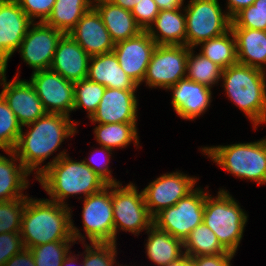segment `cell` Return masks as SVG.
<instances>
[{
	"mask_svg": "<svg viewBox=\"0 0 266 266\" xmlns=\"http://www.w3.org/2000/svg\"><path fill=\"white\" fill-rule=\"evenodd\" d=\"M23 249L20 232L0 233V266Z\"/></svg>",
	"mask_w": 266,
	"mask_h": 266,
	"instance_id": "42",
	"label": "cell"
},
{
	"mask_svg": "<svg viewBox=\"0 0 266 266\" xmlns=\"http://www.w3.org/2000/svg\"><path fill=\"white\" fill-rule=\"evenodd\" d=\"M65 149L42 166V173L36 180L47 192L51 201L62 205L69 196L83 194L84 198L94 194L108 184L83 160H72Z\"/></svg>",
	"mask_w": 266,
	"mask_h": 266,
	"instance_id": "3",
	"label": "cell"
},
{
	"mask_svg": "<svg viewBox=\"0 0 266 266\" xmlns=\"http://www.w3.org/2000/svg\"><path fill=\"white\" fill-rule=\"evenodd\" d=\"M32 23L16 0L0 1V69L7 70L9 59L19 50Z\"/></svg>",
	"mask_w": 266,
	"mask_h": 266,
	"instance_id": "16",
	"label": "cell"
},
{
	"mask_svg": "<svg viewBox=\"0 0 266 266\" xmlns=\"http://www.w3.org/2000/svg\"><path fill=\"white\" fill-rule=\"evenodd\" d=\"M235 253H222L218 255H207L192 257L197 266H231V260Z\"/></svg>",
	"mask_w": 266,
	"mask_h": 266,
	"instance_id": "43",
	"label": "cell"
},
{
	"mask_svg": "<svg viewBox=\"0 0 266 266\" xmlns=\"http://www.w3.org/2000/svg\"><path fill=\"white\" fill-rule=\"evenodd\" d=\"M87 79L107 88L137 90L139 87L120 67L113 51L90 56Z\"/></svg>",
	"mask_w": 266,
	"mask_h": 266,
	"instance_id": "22",
	"label": "cell"
},
{
	"mask_svg": "<svg viewBox=\"0 0 266 266\" xmlns=\"http://www.w3.org/2000/svg\"><path fill=\"white\" fill-rule=\"evenodd\" d=\"M198 180L199 178L176 171L165 173L150 182L142 190L150 215L154 217L161 210L175 205L195 188Z\"/></svg>",
	"mask_w": 266,
	"mask_h": 266,
	"instance_id": "14",
	"label": "cell"
},
{
	"mask_svg": "<svg viewBox=\"0 0 266 266\" xmlns=\"http://www.w3.org/2000/svg\"><path fill=\"white\" fill-rule=\"evenodd\" d=\"M137 122L126 123H98L94 128L95 139L100 146L110 150L122 149L133 141L135 146H139V136L137 132Z\"/></svg>",
	"mask_w": 266,
	"mask_h": 266,
	"instance_id": "29",
	"label": "cell"
},
{
	"mask_svg": "<svg viewBox=\"0 0 266 266\" xmlns=\"http://www.w3.org/2000/svg\"><path fill=\"white\" fill-rule=\"evenodd\" d=\"M4 266H36L32 252L23 249L20 253L12 256Z\"/></svg>",
	"mask_w": 266,
	"mask_h": 266,
	"instance_id": "44",
	"label": "cell"
},
{
	"mask_svg": "<svg viewBox=\"0 0 266 266\" xmlns=\"http://www.w3.org/2000/svg\"><path fill=\"white\" fill-rule=\"evenodd\" d=\"M74 240L53 241L31 247L36 266H62ZM70 243V244H69Z\"/></svg>",
	"mask_w": 266,
	"mask_h": 266,
	"instance_id": "34",
	"label": "cell"
},
{
	"mask_svg": "<svg viewBox=\"0 0 266 266\" xmlns=\"http://www.w3.org/2000/svg\"><path fill=\"white\" fill-rule=\"evenodd\" d=\"M189 47L186 45H157L146 69L143 82L150 88L167 90L186 78Z\"/></svg>",
	"mask_w": 266,
	"mask_h": 266,
	"instance_id": "10",
	"label": "cell"
},
{
	"mask_svg": "<svg viewBox=\"0 0 266 266\" xmlns=\"http://www.w3.org/2000/svg\"><path fill=\"white\" fill-rule=\"evenodd\" d=\"M226 95L251 120L255 130L266 123V72L236 63L222 71Z\"/></svg>",
	"mask_w": 266,
	"mask_h": 266,
	"instance_id": "4",
	"label": "cell"
},
{
	"mask_svg": "<svg viewBox=\"0 0 266 266\" xmlns=\"http://www.w3.org/2000/svg\"><path fill=\"white\" fill-rule=\"evenodd\" d=\"M93 7L100 14L103 24L115 44L135 37L143 31L131 11L117 6L109 0H93Z\"/></svg>",
	"mask_w": 266,
	"mask_h": 266,
	"instance_id": "23",
	"label": "cell"
},
{
	"mask_svg": "<svg viewBox=\"0 0 266 266\" xmlns=\"http://www.w3.org/2000/svg\"><path fill=\"white\" fill-rule=\"evenodd\" d=\"M183 245L184 253L191 257L232 253L220 244L214 232L204 223L192 230Z\"/></svg>",
	"mask_w": 266,
	"mask_h": 266,
	"instance_id": "31",
	"label": "cell"
},
{
	"mask_svg": "<svg viewBox=\"0 0 266 266\" xmlns=\"http://www.w3.org/2000/svg\"><path fill=\"white\" fill-rule=\"evenodd\" d=\"M201 151L228 173L266 184V138L255 142L202 147Z\"/></svg>",
	"mask_w": 266,
	"mask_h": 266,
	"instance_id": "5",
	"label": "cell"
},
{
	"mask_svg": "<svg viewBox=\"0 0 266 266\" xmlns=\"http://www.w3.org/2000/svg\"><path fill=\"white\" fill-rule=\"evenodd\" d=\"M25 14L35 22H44L50 15L56 0H16Z\"/></svg>",
	"mask_w": 266,
	"mask_h": 266,
	"instance_id": "41",
	"label": "cell"
},
{
	"mask_svg": "<svg viewBox=\"0 0 266 266\" xmlns=\"http://www.w3.org/2000/svg\"><path fill=\"white\" fill-rule=\"evenodd\" d=\"M186 266H197L194 262H193V258L189 255L186 254Z\"/></svg>",
	"mask_w": 266,
	"mask_h": 266,
	"instance_id": "50",
	"label": "cell"
},
{
	"mask_svg": "<svg viewBox=\"0 0 266 266\" xmlns=\"http://www.w3.org/2000/svg\"><path fill=\"white\" fill-rule=\"evenodd\" d=\"M167 266H186V254H184L177 260L170 262Z\"/></svg>",
	"mask_w": 266,
	"mask_h": 266,
	"instance_id": "49",
	"label": "cell"
},
{
	"mask_svg": "<svg viewBox=\"0 0 266 266\" xmlns=\"http://www.w3.org/2000/svg\"><path fill=\"white\" fill-rule=\"evenodd\" d=\"M71 207L49 199L26 198L20 235L25 249L53 241L85 242L71 219Z\"/></svg>",
	"mask_w": 266,
	"mask_h": 266,
	"instance_id": "1",
	"label": "cell"
},
{
	"mask_svg": "<svg viewBox=\"0 0 266 266\" xmlns=\"http://www.w3.org/2000/svg\"><path fill=\"white\" fill-rule=\"evenodd\" d=\"M199 45H201L199 53L220 66L223 70L238 63L236 40L231 29L223 35L211 38Z\"/></svg>",
	"mask_w": 266,
	"mask_h": 266,
	"instance_id": "30",
	"label": "cell"
},
{
	"mask_svg": "<svg viewBox=\"0 0 266 266\" xmlns=\"http://www.w3.org/2000/svg\"><path fill=\"white\" fill-rule=\"evenodd\" d=\"M68 34L89 56L112 52L115 46L100 14L94 7L81 17Z\"/></svg>",
	"mask_w": 266,
	"mask_h": 266,
	"instance_id": "19",
	"label": "cell"
},
{
	"mask_svg": "<svg viewBox=\"0 0 266 266\" xmlns=\"http://www.w3.org/2000/svg\"><path fill=\"white\" fill-rule=\"evenodd\" d=\"M26 198L0 202V233L20 232Z\"/></svg>",
	"mask_w": 266,
	"mask_h": 266,
	"instance_id": "37",
	"label": "cell"
},
{
	"mask_svg": "<svg viewBox=\"0 0 266 266\" xmlns=\"http://www.w3.org/2000/svg\"><path fill=\"white\" fill-rule=\"evenodd\" d=\"M167 90L172 91V107L182 119L192 121L200 117L212 102L211 88L187 78L179 80Z\"/></svg>",
	"mask_w": 266,
	"mask_h": 266,
	"instance_id": "20",
	"label": "cell"
},
{
	"mask_svg": "<svg viewBox=\"0 0 266 266\" xmlns=\"http://www.w3.org/2000/svg\"><path fill=\"white\" fill-rule=\"evenodd\" d=\"M146 233L148 234L145 244L146 255L155 265L167 266L185 254L183 241L169 233L157 229L154 225Z\"/></svg>",
	"mask_w": 266,
	"mask_h": 266,
	"instance_id": "27",
	"label": "cell"
},
{
	"mask_svg": "<svg viewBox=\"0 0 266 266\" xmlns=\"http://www.w3.org/2000/svg\"><path fill=\"white\" fill-rule=\"evenodd\" d=\"M185 11L186 46L196 48L200 43L223 35L231 29L232 19L223 12L218 0H190Z\"/></svg>",
	"mask_w": 266,
	"mask_h": 266,
	"instance_id": "7",
	"label": "cell"
},
{
	"mask_svg": "<svg viewBox=\"0 0 266 266\" xmlns=\"http://www.w3.org/2000/svg\"><path fill=\"white\" fill-rule=\"evenodd\" d=\"M181 9L159 11L147 30L157 45H186V19Z\"/></svg>",
	"mask_w": 266,
	"mask_h": 266,
	"instance_id": "26",
	"label": "cell"
},
{
	"mask_svg": "<svg viewBox=\"0 0 266 266\" xmlns=\"http://www.w3.org/2000/svg\"><path fill=\"white\" fill-rule=\"evenodd\" d=\"M117 243H91L84 244L85 266H114L116 263ZM89 245V246H88Z\"/></svg>",
	"mask_w": 266,
	"mask_h": 266,
	"instance_id": "38",
	"label": "cell"
},
{
	"mask_svg": "<svg viewBox=\"0 0 266 266\" xmlns=\"http://www.w3.org/2000/svg\"><path fill=\"white\" fill-rule=\"evenodd\" d=\"M22 126L0 94V149L14 150L18 142Z\"/></svg>",
	"mask_w": 266,
	"mask_h": 266,
	"instance_id": "35",
	"label": "cell"
},
{
	"mask_svg": "<svg viewBox=\"0 0 266 266\" xmlns=\"http://www.w3.org/2000/svg\"><path fill=\"white\" fill-rule=\"evenodd\" d=\"M247 220L248 215L228 191L220 189L217 197L206 192L203 223L227 251L237 252Z\"/></svg>",
	"mask_w": 266,
	"mask_h": 266,
	"instance_id": "6",
	"label": "cell"
},
{
	"mask_svg": "<svg viewBox=\"0 0 266 266\" xmlns=\"http://www.w3.org/2000/svg\"><path fill=\"white\" fill-rule=\"evenodd\" d=\"M75 123L78 122L71 121L69 116L46 113L35 122L22 126L14 152L30 173L38 169L35 179L42 173L41 163L57 151L64 139L77 133ZM25 126L30 128L27 132H23Z\"/></svg>",
	"mask_w": 266,
	"mask_h": 266,
	"instance_id": "2",
	"label": "cell"
},
{
	"mask_svg": "<svg viewBox=\"0 0 266 266\" xmlns=\"http://www.w3.org/2000/svg\"><path fill=\"white\" fill-rule=\"evenodd\" d=\"M112 151L106 147L101 146V148L98 150V148L93 151L94 154H92V156L90 155L91 158L88 157V159L85 158L84 163L89 166L99 177H101L108 185H112V184H118L120 183L119 181H117V179H115L112 175H111V170L109 169L108 164L110 163V158L112 156ZM98 152V153H97ZM98 155H102L105 157L102 159H100L101 156L97 158H95V156ZM97 155V156H98ZM94 156V157H93ZM96 156V157H97ZM105 158V159H104ZM100 160V161H99ZM106 160V161H104ZM102 162V163H101Z\"/></svg>",
	"mask_w": 266,
	"mask_h": 266,
	"instance_id": "39",
	"label": "cell"
},
{
	"mask_svg": "<svg viewBox=\"0 0 266 266\" xmlns=\"http://www.w3.org/2000/svg\"><path fill=\"white\" fill-rule=\"evenodd\" d=\"M227 14L232 19L242 9L253 5L255 0H227Z\"/></svg>",
	"mask_w": 266,
	"mask_h": 266,
	"instance_id": "45",
	"label": "cell"
},
{
	"mask_svg": "<svg viewBox=\"0 0 266 266\" xmlns=\"http://www.w3.org/2000/svg\"><path fill=\"white\" fill-rule=\"evenodd\" d=\"M63 32L44 22H33L21 42V58L33 68V72L50 69L58 42Z\"/></svg>",
	"mask_w": 266,
	"mask_h": 266,
	"instance_id": "12",
	"label": "cell"
},
{
	"mask_svg": "<svg viewBox=\"0 0 266 266\" xmlns=\"http://www.w3.org/2000/svg\"><path fill=\"white\" fill-rule=\"evenodd\" d=\"M4 152L10 159L0 154V202L27 198L22 191L30 185L27 178L31 173L22 165L14 150Z\"/></svg>",
	"mask_w": 266,
	"mask_h": 266,
	"instance_id": "24",
	"label": "cell"
},
{
	"mask_svg": "<svg viewBox=\"0 0 266 266\" xmlns=\"http://www.w3.org/2000/svg\"><path fill=\"white\" fill-rule=\"evenodd\" d=\"M90 56L69 35L58 42L50 69L66 80L77 82L87 78Z\"/></svg>",
	"mask_w": 266,
	"mask_h": 266,
	"instance_id": "21",
	"label": "cell"
},
{
	"mask_svg": "<svg viewBox=\"0 0 266 266\" xmlns=\"http://www.w3.org/2000/svg\"><path fill=\"white\" fill-rule=\"evenodd\" d=\"M160 10L172 11L182 8L184 0H154Z\"/></svg>",
	"mask_w": 266,
	"mask_h": 266,
	"instance_id": "46",
	"label": "cell"
},
{
	"mask_svg": "<svg viewBox=\"0 0 266 266\" xmlns=\"http://www.w3.org/2000/svg\"><path fill=\"white\" fill-rule=\"evenodd\" d=\"M222 71L223 69L210 59L201 53L195 55L193 48H189L186 68L187 79L212 88L221 80Z\"/></svg>",
	"mask_w": 266,
	"mask_h": 266,
	"instance_id": "32",
	"label": "cell"
},
{
	"mask_svg": "<svg viewBox=\"0 0 266 266\" xmlns=\"http://www.w3.org/2000/svg\"><path fill=\"white\" fill-rule=\"evenodd\" d=\"M33 85L47 113H59L70 117L74 107V82L66 80L51 69L33 72Z\"/></svg>",
	"mask_w": 266,
	"mask_h": 266,
	"instance_id": "13",
	"label": "cell"
},
{
	"mask_svg": "<svg viewBox=\"0 0 266 266\" xmlns=\"http://www.w3.org/2000/svg\"><path fill=\"white\" fill-rule=\"evenodd\" d=\"M231 28H248L266 31V0H255L253 5L238 12Z\"/></svg>",
	"mask_w": 266,
	"mask_h": 266,
	"instance_id": "36",
	"label": "cell"
},
{
	"mask_svg": "<svg viewBox=\"0 0 266 266\" xmlns=\"http://www.w3.org/2000/svg\"><path fill=\"white\" fill-rule=\"evenodd\" d=\"M135 91L106 87L90 121L95 124L137 122L138 100Z\"/></svg>",
	"mask_w": 266,
	"mask_h": 266,
	"instance_id": "18",
	"label": "cell"
},
{
	"mask_svg": "<svg viewBox=\"0 0 266 266\" xmlns=\"http://www.w3.org/2000/svg\"><path fill=\"white\" fill-rule=\"evenodd\" d=\"M71 253L72 252H69L68 255L64 258V260L62 262V266H72V265L74 266V264L76 263L75 261H77V259H79V257L77 258L75 255L73 256V254H72V256L69 255ZM74 257H76V258H74ZM81 265L85 266L84 262Z\"/></svg>",
	"mask_w": 266,
	"mask_h": 266,
	"instance_id": "48",
	"label": "cell"
},
{
	"mask_svg": "<svg viewBox=\"0 0 266 266\" xmlns=\"http://www.w3.org/2000/svg\"><path fill=\"white\" fill-rule=\"evenodd\" d=\"M159 11L160 9L154 0H142L133 7L131 13L142 30L147 31L155 21Z\"/></svg>",
	"mask_w": 266,
	"mask_h": 266,
	"instance_id": "40",
	"label": "cell"
},
{
	"mask_svg": "<svg viewBox=\"0 0 266 266\" xmlns=\"http://www.w3.org/2000/svg\"><path fill=\"white\" fill-rule=\"evenodd\" d=\"M137 189L131 182L124 187L121 183L112 184L114 243H117L116 237L120 230L139 235L153 225V217L145 204L143 191L139 192Z\"/></svg>",
	"mask_w": 266,
	"mask_h": 266,
	"instance_id": "8",
	"label": "cell"
},
{
	"mask_svg": "<svg viewBox=\"0 0 266 266\" xmlns=\"http://www.w3.org/2000/svg\"><path fill=\"white\" fill-rule=\"evenodd\" d=\"M82 222L90 243H114L112 185L84 198Z\"/></svg>",
	"mask_w": 266,
	"mask_h": 266,
	"instance_id": "11",
	"label": "cell"
},
{
	"mask_svg": "<svg viewBox=\"0 0 266 266\" xmlns=\"http://www.w3.org/2000/svg\"><path fill=\"white\" fill-rule=\"evenodd\" d=\"M205 199L206 192L196 187L175 205L157 213L153 225L184 242L192 230L203 223Z\"/></svg>",
	"mask_w": 266,
	"mask_h": 266,
	"instance_id": "9",
	"label": "cell"
},
{
	"mask_svg": "<svg viewBox=\"0 0 266 266\" xmlns=\"http://www.w3.org/2000/svg\"><path fill=\"white\" fill-rule=\"evenodd\" d=\"M92 7L93 0H56L44 23L68 34Z\"/></svg>",
	"mask_w": 266,
	"mask_h": 266,
	"instance_id": "28",
	"label": "cell"
},
{
	"mask_svg": "<svg viewBox=\"0 0 266 266\" xmlns=\"http://www.w3.org/2000/svg\"><path fill=\"white\" fill-rule=\"evenodd\" d=\"M109 1H111L113 4L117 6H120L126 10L131 11L133 7L142 0H109Z\"/></svg>",
	"mask_w": 266,
	"mask_h": 266,
	"instance_id": "47",
	"label": "cell"
},
{
	"mask_svg": "<svg viewBox=\"0 0 266 266\" xmlns=\"http://www.w3.org/2000/svg\"><path fill=\"white\" fill-rule=\"evenodd\" d=\"M236 40L238 63L266 72V31L231 28Z\"/></svg>",
	"mask_w": 266,
	"mask_h": 266,
	"instance_id": "25",
	"label": "cell"
},
{
	"mask_svg": "<svg viewBox=\"0 0 266 266\" xmlns=\"http://www.w3.org/2000/svg\"><path fill=\"white\" fill-rule=\"evenodd\" d=\"M105 86L89 79L74 82V107L73 111L85 108L90 119L96 112L103 97Z\"/></svg>",
	"mask_w": 266,
	"mask_h": 266,
	"instance_id": "33",
	"label": "cell"
},
{
	"mask_svg": "<svg viewBox=\"0 0 266 266\" xmlns=\"http://www.w3.org/2000/svg\"><path fill=\"white\" fill-rule=\"evenodd\" d=\"M1 95L15 114L21 126L35 122L47 112L33 85L28 80H20L17 75L7 82L6 70L0 69Z\"/></svg>",
	"mask_w": 266,
	"mask_h": 266,
	"instance_id": "15",
	"label": "cell"
},
{
	"mask_svg": "<svg viewBox=\"0 0 266 266\" xmlns=\"http://www.w3.org/2000/svg\"><path fill=\"white\" fill-rule=\"evenodd\" d=\"M157 44L147 31L115 44V53L120 67L139 86L144 80L146 69Z\"/></svg>",
	"mask_w": 266,
	"mask_h": 266,
	"instance_id": "17",
	"label": "cell"
}]
</instances>
